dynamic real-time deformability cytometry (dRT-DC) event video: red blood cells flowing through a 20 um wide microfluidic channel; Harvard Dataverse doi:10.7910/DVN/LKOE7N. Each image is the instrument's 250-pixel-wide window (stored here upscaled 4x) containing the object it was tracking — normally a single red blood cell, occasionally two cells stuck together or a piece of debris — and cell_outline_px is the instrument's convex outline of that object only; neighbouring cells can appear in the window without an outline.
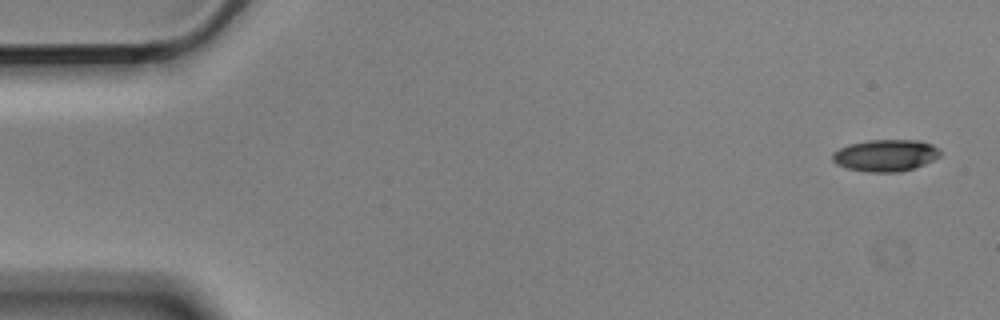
{"species": "Egyptian fruit bat (a non-hibernating species)", "species_latin": "Rousettus aegyptiacus", "temperature_condition": "cold", "stored_images_in_passage": 5, "camera_frame_rate_fps": 3000, "um_per_image_px": 0.085, "animal": {"sex": "male"}, "frame": {"image": 1, "passage_image": 1, "time_ms": 0.0, "image_size_px": [1000, 320], "cell_outline_px": [[940, 156], [924, 164], [900, 172], [868, 172], [848, 168], [836, 164], [832, 160], [832, 152], [848, 144], [868, 140], [920, 140], [932, 144], [940, 152]], "centroid_in_image_um": [75.24, 13.2], "position_along_channel_um": 9.8, "area_um2": 19.94}}
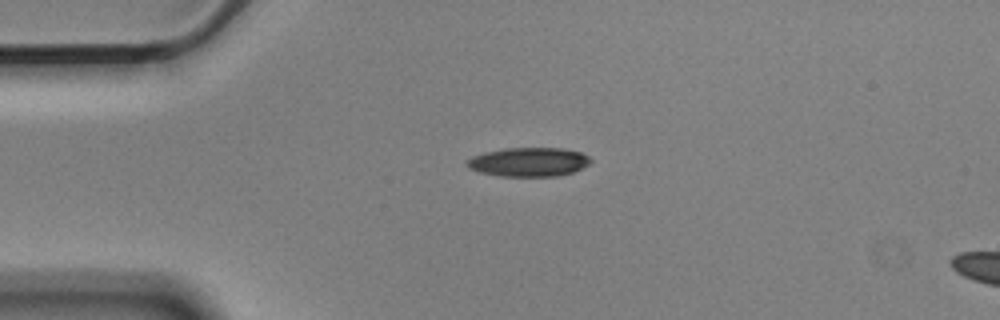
{"frame": {"image": 2, "passage_image": 3, "time_ms": 0.667, "image_size_px": [1000, 320], "cell_outline_px": [[592, 160], [588, 164], [572, 172], [560, 176], [500, 176], [480, 172], [468, 168], [464, 164], [472, 156], [484, 152], [504, 148], [564, 148], [580, 152], [588, 156]], "centroid_in_image_um": [44.91, 13.76], "position_along_channel_um": 40.1, "area_um2": 20.92}}
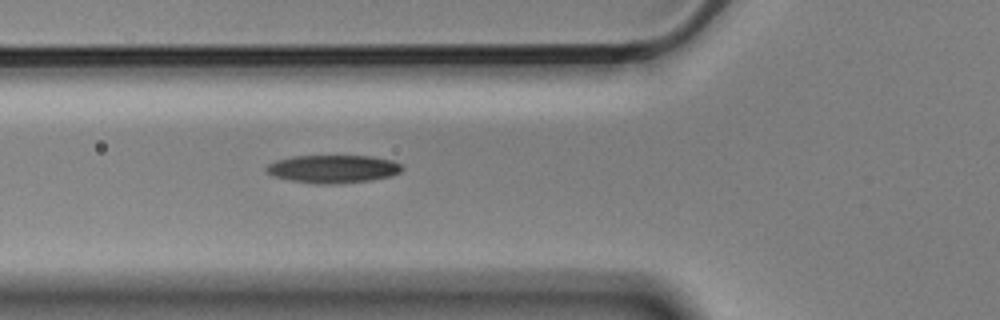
{"frame": {"image": 3, "passage_image": 5, "time_ms": 1.333, "image_size_px": [1000, 320], "cell_outline_px": [[404, 168], [400, 172], [392, 176], [368, 180], [336, 184], [320, 184], [292, 180], [272, 176], [264, 168], [268, 164], [276, 160], [292, 156], [372, 156], [392, 160], [400, 164]], "centroid_in_image_um": [28.31, 14.35], "position_along_channel_um": 97.5, "area_um2": 22.08}}